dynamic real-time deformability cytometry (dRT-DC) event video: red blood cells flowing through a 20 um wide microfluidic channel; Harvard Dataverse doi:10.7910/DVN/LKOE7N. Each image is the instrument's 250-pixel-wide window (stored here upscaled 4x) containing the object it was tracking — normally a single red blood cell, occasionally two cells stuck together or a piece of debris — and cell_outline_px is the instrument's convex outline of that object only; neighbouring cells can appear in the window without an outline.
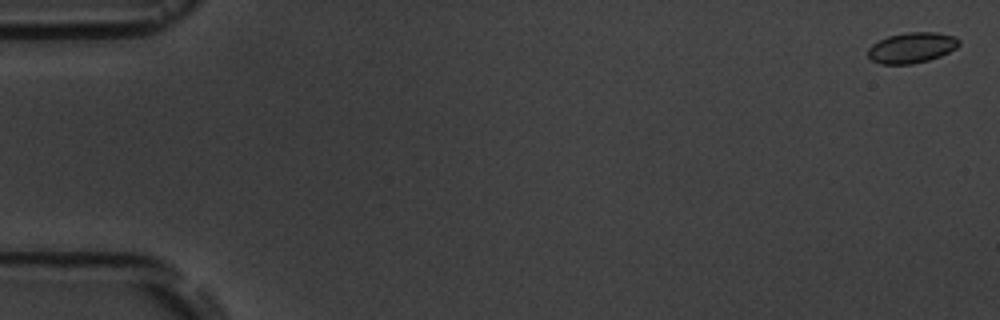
{"species": "common noctule bat (a hibernating species)", "species_latin": "Nyctalus noctula", "temperature_condition": "room temperature", "stored_images_in_passage": 7, "camera_frame_rate_fps": 3000, "um_per_image_px": 0.085, "animal": {"sex": "male", "body_mass_g": 19.5, "forearm_length_mm": 54.6}, "frame": {"image": 1, "passage_image": 1, "time_ms": 0.0, "image_size_px": [1000, 320], "cell_outline_px": [[960, 44], [956, 48], [940, 56], [928, 60], [912, 64], [880, 64], [872, 60], [868, 56], [868, 48], [872, 44], [888, 36], [908, 32], [936, 32], [956, 36], [960, 40]], "centroid_in_image_um": [77.51, 4.05], "position_along_channel_um": 7.5, "area_um2": 16.24}}
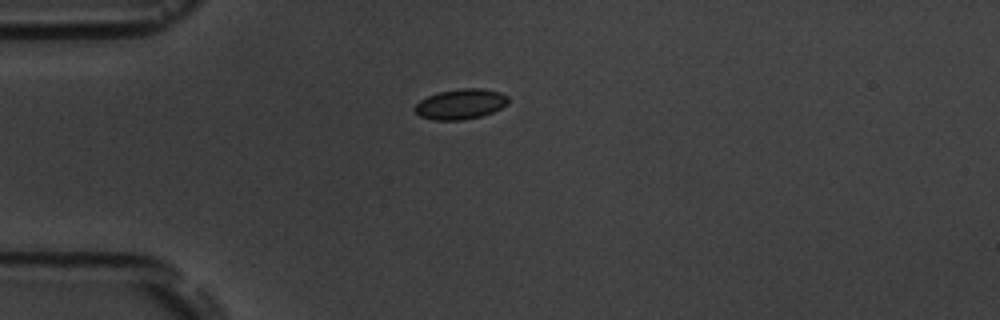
{"frame": {"image": 2, "passage_image": 5, "time_ms": 4.667, "image_size_px": [1000, 320], "cell_outline_px": [[508, 104], [492, 112], [480, 116], [464, 120], [432, 120], [420, 116], [412, 108], [420, 100], [428, 96], [440, 92], [460, 88], [480, 88], [500, 92], [508, 96]], "centroid_in_image_um": [39.14, 8.85], "position_along_channel_um": 45.9, "area_um2": 16.47}}
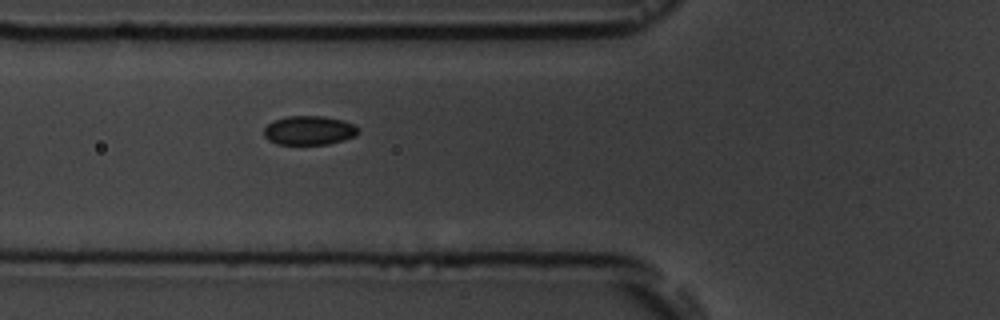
{"frame": {"image": 3, "passage_image": 7, "time_ms": 6.667, "image_size_px": [1000, 320], "cell_outline_px": [[360, 132], [356, 136], [344, 140], [328, 144], [276, 144], [268, 140], [264, 136], [264, 128], [272, 120], [288, 116], [324, 116], [344, 120], [360, 128]], "centroid_in_image_um": [26.29, 11.08], "position_along_channel_um": 99.5, "area_um2": 16.18}}